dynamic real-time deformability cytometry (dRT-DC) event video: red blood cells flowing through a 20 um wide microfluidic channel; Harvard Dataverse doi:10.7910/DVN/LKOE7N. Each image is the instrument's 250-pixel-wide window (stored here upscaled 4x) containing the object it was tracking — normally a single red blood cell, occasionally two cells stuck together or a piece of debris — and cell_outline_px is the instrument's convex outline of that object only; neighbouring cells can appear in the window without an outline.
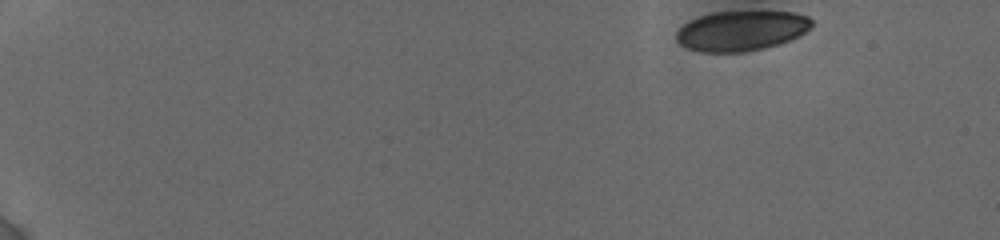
{"species": "human", "species_latin": "Homo sapiens", "temperature_condition": "cold", "stored_images_in_passage": 46, "camera_frame_rate_fps": 3000, "um_per_image_px": 0.085, "donor": {"sex": "female"}, "frame": {"image": 1, "passage_image": 1, "time_ms": 0.0, "image_size_px": [1000, 240], "cell_outline_px": [[812, 28], [800, 36], [780, 44], [764, 48], [744, 52], [700, 52], [688, 48], [680, 44], [676, 40], [676, 32], [688, 20], [712, 12], [792, 12], [808, 16], [812, 20]], "centroid_in_image_um": [63.03, 2.62], "position_along_channel_um": 22.0, "area_um2": 31.73}}
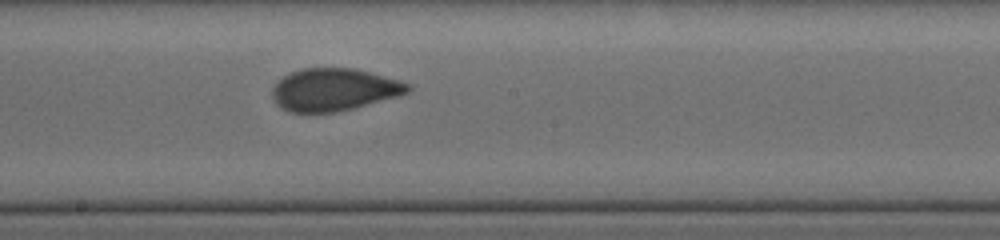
{"frame": {"image": 2, "passage_image": 25, "time_ms": 9.0, "image_size_px": [1000, 240], "cell_outline_px": [[412, 88], [408, 92], [400, 96], [352, 108], [332, 112], [288, 112], [276, 104], [272, 100], [272, 88], [284, 76], [292, 72], [304, 68], [352, 68], [400, 80], [412, 84]], "centroid_in_image_um": [28.4, 7.62], "position_along_channel_um": 219.8, "area_um2": 33.41}}
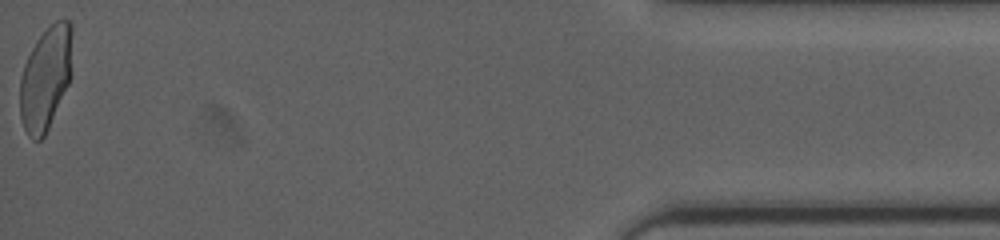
{"frame": {"image": 3, "passage_image": 46, "time_ms": 16.333, "image_size_px": [1000, 240], "cell_outline_px": [[72, 32], [68, 84], [48, 128], [44, 136], [40, 140], [32, 140], [28, 136], [24, 128], [20, 116], [20, 80], [24, 64], [36, 40], [56, 20], [68, 20], [72, 24]], "centroid_in_image_um": [3.85, 6.67], "position_along_channel_um": 431.4, "area_um2": 30.92}}